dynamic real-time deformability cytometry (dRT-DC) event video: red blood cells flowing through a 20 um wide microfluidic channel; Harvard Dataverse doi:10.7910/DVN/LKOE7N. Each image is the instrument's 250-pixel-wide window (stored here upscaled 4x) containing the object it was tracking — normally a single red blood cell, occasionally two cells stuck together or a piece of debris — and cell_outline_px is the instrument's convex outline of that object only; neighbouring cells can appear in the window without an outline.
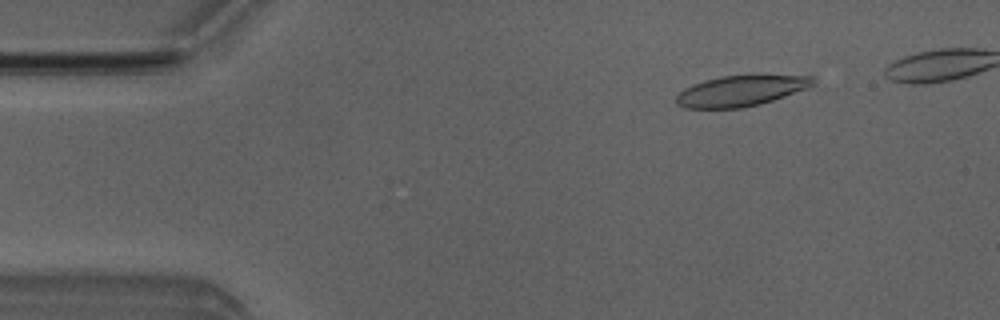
{"species": "Egyptian fruit bat (a non-hibernating species)", "species_latin": "Rousettus aegyptiacus", "temperature_condition": "room temperature", "stored_images_in_passage": 4, "camera_frame_rate_fps": 3000, "um_per_image_px": 0.085, "animal": {"sex": "male"}, "frame": {"image": 1, "passage_image": 1, "time_ms": 0.0, "image_size_px": [1000, 320], "cell_outline_px": [[816, 84], [784, 96], [760, 104], [740, 108], [684, 108], [676, 104], [676, 96], [684, 88], [692, 84], [704, 80], [720, 76], [756, 72], [812, 76], [816, 80]], "centroid_in_image_um": [63.01, 7.66], "position_along_channel_um": 22.0, "area_um2": 25.43}}